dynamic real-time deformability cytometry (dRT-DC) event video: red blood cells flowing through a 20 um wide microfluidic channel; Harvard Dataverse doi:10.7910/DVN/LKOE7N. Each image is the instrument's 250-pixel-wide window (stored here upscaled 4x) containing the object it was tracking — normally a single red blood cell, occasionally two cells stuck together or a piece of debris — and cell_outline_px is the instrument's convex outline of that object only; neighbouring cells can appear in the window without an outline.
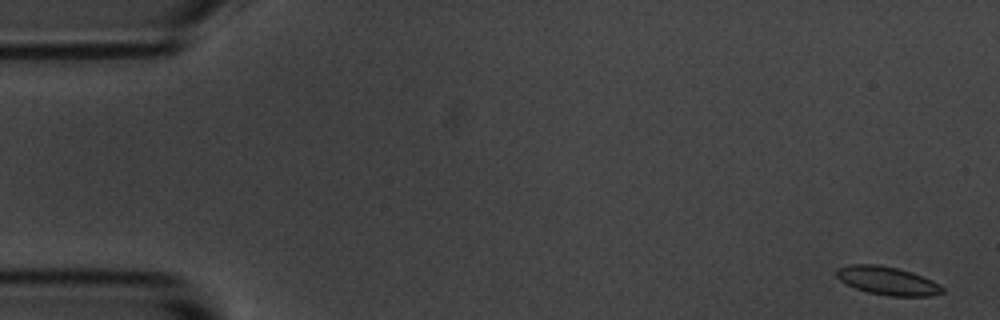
{"species": "common noctule bat (a hibernating species)", "species_latin": "Nyctalus noctula", "temperature_condition": "room temperature", "stored_images_in_passage": 5, "camera_frame_rate_fps": 3000, "um_per_image_px": 0.085, "animal": {"sex": "male", "body_mass_g": 20.1, "forearm_length_mm": 53.5}, "frame": {"image": 1, "passage_image": 1, "time_ms": 0.0, "image_size_px": [1000, 320], "cell_outline_px": [[944, 292], [932, 296], [888, 296], [868, 292], [856, 288], [840, 280], [836, 276], [836, 268], [848, 264], [876, 264], [896, 268], [912, 272], [932, 280], [940, 284], [944, 288]], "centroid_in_image_um": [75.44, 23.86], "position_along_channel_um": 9.6, "area_um2": 17.51}}
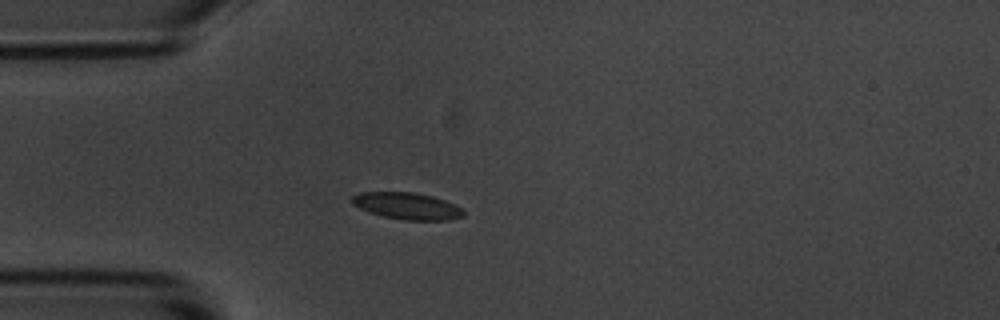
{"frame": {"image": 2, "passage_image": 5, "time_ms": 4.333, "image_size_px": [1000, 320], "cell_outline_px": [[464, 216], [448, 220], [404, 220], [384, 216], [368, 212], [352, 204], [348, 200], [352, 196], [360, 192], [412, 192], [432, 196], [444, 200], [460, 208], [464, 212]], "centroid_in_image_um": [34.54, 17.5], "position_along_channel_um": 50.5, "area_um2": 17.34}}